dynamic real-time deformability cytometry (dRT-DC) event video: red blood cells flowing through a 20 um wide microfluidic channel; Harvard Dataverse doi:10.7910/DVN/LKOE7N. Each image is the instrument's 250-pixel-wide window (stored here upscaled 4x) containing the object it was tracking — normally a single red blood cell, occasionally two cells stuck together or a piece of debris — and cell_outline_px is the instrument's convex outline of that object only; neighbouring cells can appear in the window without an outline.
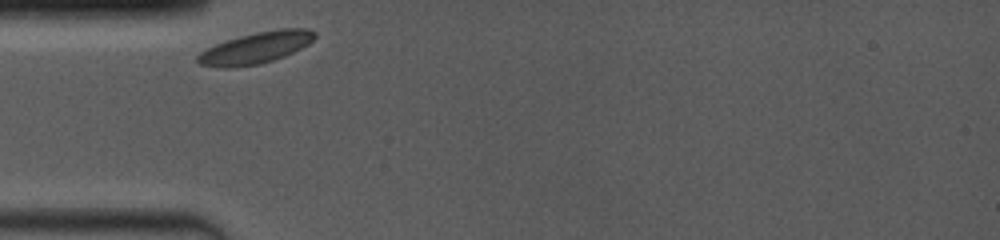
{"species": "common noctule bat (a hibernating species)", "species_latin": "Nyctalus noctula", "temperature_condition": "room temperature", "stored_images_in_passage": 31, "camera_frame_rate_fps": 4000, "um_per_image_px": 0.085, "animal": {"sex": "female", "body_mass_g": 19.0, "forearm_length_mm": 53.3}, "frame": {"image": 1, "passage_image": 1, "time_ms": 0.0, "image_size_px": [1000, 240], "cell_outline_px": [[316, 36], [308, 44], [284, 56], [260, 64], [228, 68], [220, 68], [200, 64], [196, 60], [196, 56], [200, 52], [216, 44], [240, 36], [256, 32], [280, 28], [308, 28], [316, 32]], "centroid_in_image_um": [21.74, 4.06], "position_along_channel_um": 63.3, "area_um2": 21.33}}
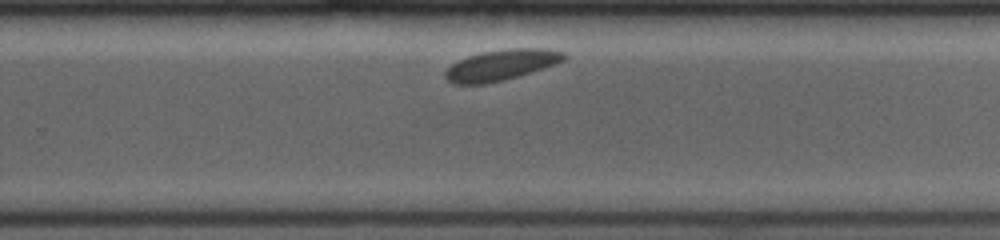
{"frame": {"image": 2, "passage_image": 19, "time_ms": 6.25, "image_size_px": [1000, 240], "cell_outline_px": [[568, 56], [564, 60], [556, 64], [544, 68], [504, 80], [484, 84], [452, 84], [444, 76], [444, 72], [452, 64], [468, 56], [484, 52], [512, 48], [548, 48], [564, 52]], "centroid_in_image_um": [42.63, 5.52], "position_along_channel_um": 287.2, "area_um2": 21.21}}
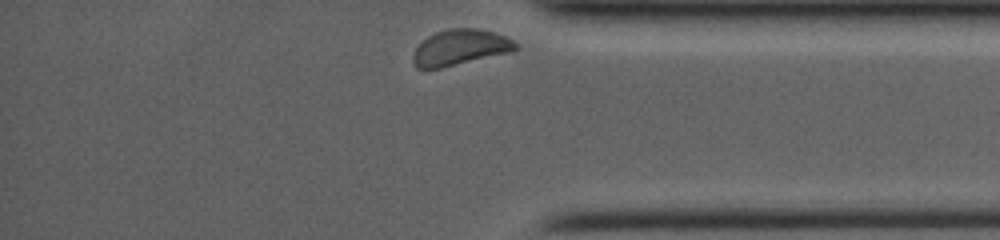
{"frame": {"image": 3, "passage_image": 31, "time_ms": 9.25, "image_size_px": [1000, 240], "cell_outline_px": [[516, 48], [512, 52], [440, 68], [416, 68], [412, 60], [412, 56], [416, 48], [428, 36], [436, 32], [448, 28], [476, 28], [492, 32], [504, 36], [512, 40], [516, 44]], "centroid_in_image_um": [39.09, 4.03], "position_along_channel_um": 396.1, "area_um2": 21.1}}